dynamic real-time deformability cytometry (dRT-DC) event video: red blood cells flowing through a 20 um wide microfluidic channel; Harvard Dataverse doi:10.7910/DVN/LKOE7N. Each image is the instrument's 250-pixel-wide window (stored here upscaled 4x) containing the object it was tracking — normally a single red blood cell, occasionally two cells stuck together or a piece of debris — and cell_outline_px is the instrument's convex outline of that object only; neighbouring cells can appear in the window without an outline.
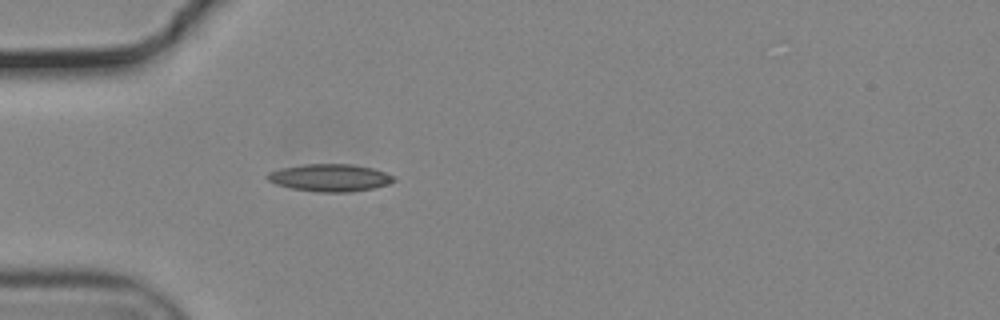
{"species": "common noctule bat (a hibernating species)", "species_latin": "Nyctalus noctula", "temperature_condition": "cold", "stored_images_in_passage": 19, "camera_frame_rate_fps": 3000, "um_per_image_px": 0.085, "animal": {"sex": "male", "body_mass_g": 19.2, "forearm_length_mm": 51.8}, "frame": {"image": 1, "passage_image": 16, "time_ms": 5.0, "image_size_px": [1000, 320], "cell_outline_px": [[396, 180], [388, 184], [372, 188], [348, 192], [316, 192], [292, 188], [276, 184], [268, 180], [264, 176], [268, 172], [280, 168], [304, 164], [352, 164], [372, 168], [384, 172], [392, 176]], "centroid_in_image_um": [27.99, 15.1], "position_along_channel_um": 57.0, "area_um2": 20.11}}